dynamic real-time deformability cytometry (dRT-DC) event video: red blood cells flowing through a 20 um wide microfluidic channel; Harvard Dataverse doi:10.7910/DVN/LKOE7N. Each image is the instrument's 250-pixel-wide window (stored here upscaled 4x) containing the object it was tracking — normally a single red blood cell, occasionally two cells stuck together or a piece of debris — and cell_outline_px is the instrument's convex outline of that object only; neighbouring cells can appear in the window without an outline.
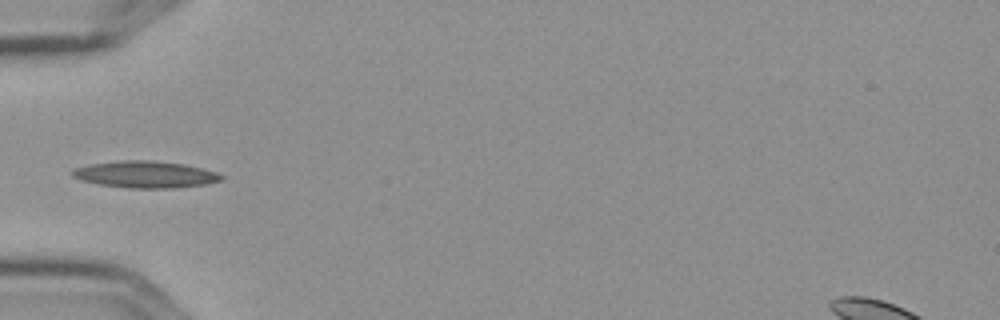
{"species": "Egyptian fruit bat (a non-hibernating species)", "species_latin": "Rousettus aegyptiacus", "temperature_condition": "cold", "stored_images_in_passage": 5, "camera_frame_rate_fps": 3000, "um_per_image_px": 0.085, "frame": {"image": 1, "passage_image": 5, "time_ms": 1.333, "image_size_px": [1000, 320], "cell_outline_px": [[224, 180], [208, 184], [176, 188], [128, 188], [100, 184], [80, 180], [72, 176], [72, 168], [88, 164], [120, 160], [148, 160], [184, 164], [216, 172], [224, 176]], "centroid_in_image_um": [12.35, 14.83], "position_along_channel_um": 72.7, "area_um2": 23.41}}